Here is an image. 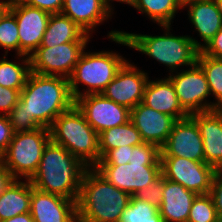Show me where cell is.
I'll use <instances>...</instances> for the list:
<instances>
[{
  "mask_svg": "<svg viewBox=\"0 0 222 222\" xmlns=\"http://www.w3.org/2000/svg\"><path fill=\"white\" fill-rule=\"evenodd\" d=\"M74 104L68 78L31 71L8 118L14 133L39 127L49 129L54 120Z\"/></svg>",
  "mask_w": 222,
  "mask_h": 222,
  "instance_id": "obj_1",
  "label": "cell"
},
{
  "mask_svg": "<svg viewBox=\"0 0 222 222\" xmlns=\"http://www.w3.org/2000/svg\"><path fill=\"white\" fill-rule=\"evenodd\" d=\"M160 27L164 28V33L160 36L112 30L108 32L107 37L115 43L128 46L155 59L168 67L169 73L179 71L178 68L182 66L196 65L202 43L193 36L171 34L170 25Z\"/></svg>",
  "mask_w": 222,
  "mask_h": 222,
  "instance_id": "obj_2",
  "label": "cell"
},
{
  "mask_svg": "<svg viewBox=\"0 0 222 222\" xmlns=\"http://www.w3.org/2000/svg\"><path fill=\"white\" fill-rule=\"evenodd\" d=\"M88 167L51 140L44 147L38 170L30 179L39 191L77 202L83 173Z\"/></svg>",
  "mask_w": 222,
  "mask_h": 222,
  "instance_id": "obj_3",
  "label": "cell"
},
{
  "mask_svg": "<svg viewBox=\"0 0 222 222\" xmlns=\"http://www.w3.org/2000/svg\"><path fill=\"white\" fill-rule=\"evenodd\" d=\"M130 199V194L116 188L94 168H87L77 200L78 222H120Z\"/></svg>",
  "mask_w": 222,
  "mask_h": 222,
  "instance_id": "obj_4",
  "label": "cell"
},
{
  "mask_svg": "<svg viewBox=\"0 0 222 222\" xmlns=\"http://www.w3.org/2000/svg\"><path fill=\"white\" fill-rule=\"evenodd\" d=\"M49 131L53 143L63 146L88 168L99 162V134L75 104L54 120Z\"/></svg>",
  "mask_w": 222,
  "mask_h": 222,
  "instance_id": "obj_5",
  "label": "cell"
},
{
  "mask_svg": "<svg viewBox=\"0 0 222 222\" xmlns=\"http://www.w3.org/2000/svg\"><path fill=\"white\" fill-rule=\"evenodd\" d=\"M114 51L86 52L84 50L69 79V89L74 101L87 94H101L127 62ZM79 84L87 86L80 90Z\"/></svg>",
  "mask_w": 222,
  "mask_h": 222,
  "instance_id": "obj_6",
  "label": "cell"
},
{
  "mask_svg": "<svg viewBox=\"0 0 222 222\" xmlns=\"http://www.w3.org/2000/svg\"><path fill=\"white\" fill-rule=\"evenodd\" d=\"M50 140L46 127L16 132L0 161L15 179L30 180L38 170L44 147Z\"/></svg>",
  "mask_w": 222,
  "mask_h": 222,
  "instance_id": "obj_7",
  "label": "cell"
},
{
  "mask_svg": "<svg viewBox=\"0 0 222 222\" xmlns=\"http://www.w3.org/2000/svg\"><path fill=\"white\" fill-rule=\"evenodd\" d=\"M180 72L169 73L178 101L182 109L188 114H195L215 110V102H209L211 93L202 68L196 64L184 68Z\"/></svg>",
  "mask_w": 222,
  "mask_h": 222,
  "instance_id": "obj_8",
  "label": "cell"
},
{
  "mask_svg": "<svg viewBox=\"0 0 222 222\" xmlns=\"http://www.w3.org/2000/svg\"><path fill=\"white\" fill-rule=\"evenodd\" d=\"M161 173L164 178L181 184L197 195L209 194L216 169L195 160L174 156H160Z\"/></svg>",
  "mask_w": 222,
  "mask_h": 222,
  "instance_id": "obj_9",
  "label": "cell"
},
{
  "mask_svg": "<svg viewBox=\"0 0 222 222\" xmlns=\"http://www.w3.org/2000/svg\"><path fill=\"white\" fill-rule=\"evenodd\" d=\"M87 45L88 42H68L54 47H39L29 56L31 71L69 78Z\"/></svg>",
  "mask_w": 222,
  "mask_h": 222,
  "instance_id": "obj_10",
  "label": "cell"
},
{
  "mask_svg": "<svg viewBox=\"0 0 222 222\" xmlns=\"http://www.w3.org/2000/svg\"><path fill=\"white\" fill-rule=\"evenodd\" d=\"M8 10L16 17L18 25L19 55L29 57L39 48L51 14L21 0H9Z\"/></svg>",
  "mask_w": 222,
  "mask_h": 222,
  "instance_id": "obj_11",
  "label": "cell"
},
{
  "mask_svg": "<svg viewBox=\"0 0 222 222\" xmlns=\"http://www.w3.org/2000/svg\"><path fill=\"white\" fill-rule=\"evenodd\" d=\"M88 124L98 133L130 121V109L104 97L87 94L75 100Z\"/></svg>",
  "mask_w": 222,
  "mask_h": 222,
  "instance_id": "obj_12",
  "label": "cell"
},
{
  "mask_svg": "<svg viewBox=\"0 0 222 222\" xmlns=\"http://www.w3.org/2000/svg\"><path fill=\"white\" fill-rule=\"evenodd\" d=\"M148 81V73L127 61L101 94L132 110L143 101Z\"/></svg>",
  "mask_w": 222,
  "mask_h": 222,
  "instance_id": "obj_13",
  "label": "cell"
},
{
  "mask_svg": "<svg viewBox=\"0 0 222 222\" xmlns=\"http://www.w3.org/2000/svg\"><path fill=\"white\" fill-rule=\"evenodd\" d=\"M160 156L204 162L203 139L196 121L190 115L175 121Z\"/></svg>",
  "mask_w": 222,
  "mask_h": 222,
  "instance_id": "obj_14",
  "label": "cell"
},
{
  "mask_svg": "<svg viewBox=\"0 0 222 222\" xmlns=\"http://www.w3.org/2000/svg\"><path fill=\"white\" fill-rule=\"evenodd\" d=\"M93 168L116 188L131 196L138 190L147 187L161 174V165L143 166V163L94 166Z\"/></svg>",
  "mask_w": 222,
  "mask_h": 222,
  "instance_id": "obj_15",
  "label": "cell"
},
{
  "mask_svg": "<svg viewBox=\"0 0 222 222\" xmlns=\"http://www.w3.org/2000/svg\"><path fill=\"white\" fill-rule=\"evenodd\" d=\"M30 214L34 222H78L77 202L39 191L32 183Z\"/></svg>",
  "mask_w": 222,
  "mask_h": 222,
  "instance_id": "obj_16",
  "label": "cell"
},
{
  "mask_svg": "<svg viewBox=\"0 0 222 222\" xmlns=\"http://www.w3.org/2000/svg\"><path fill=\"white\" fill-rule=\"evenodd\" d=\"M130 121L139 131L144 143H152L161 149L167 142L176 120L141 102L130 110Z\"/></svg>",
  "mask_w": 222,
  "mask_h": 222,
  "instance_id": "obj_17",
  "label": "cell"
},
{
  "mask_svg": "<svg viewBox=\"0 0 222 222\" xmlns=\"http://www.w3.org/2000/svg\"><path fill=\"white\" fill-rule=\"evenodd\" d=\"M197 123L204 146V162L222 169V109L190 115Z\"/></svg>",
  "mask_w": 222,
  "mask_h": 222,
  "instance_id": "obj_18",
  "label": "cell"
},
{
  "mask_svg": "<svg viewBox=\"0 0 222 222\" xmlns=\"http://www.w3.org/2000/svg\"><path fill=\"white\" fill-rule=\"evenodd\" d=\"M60 13L71 18L91 36L97 25L100 26L113 15L105 0H64Z\"/></svg>",
  "mask_w": 222,
  "mask_h": 222,
  "instance_id": "obj_19",
  "label": "cell"
},
{
  "mask_svg": "<svg viewBox=\"0 0 222 222\" xmlns=\"http://www.w3.org/2000/svg\"><path fill=\"white\" fill-rule=\"evenodd\" d=\"M142 103L153 110L170 115L175 120L189 116L180 106L173 84L168 77L149 80Z\"/></svg>",
  "mask_w": 222,
  "mask_h": 222,
  "instance_id": "obj_20",
  "label": "cell"
},
{
  "mask_svg": "<svg viewBox=\"0 0 222 222\" xmlns=\"http://www.w3.org/2000/svg\"><path fill=\"white\" fill-rule=\"evenodd\" d=\"M162 204L158 208L164 222H187L192 203L197 196L181 184L164 178Z\"/></svg>",
  "mask_w": 222,
  "mask_h": 222,
  "instance_id": "obj_21",
  "label": "cell"
},
{
  "mask_svg": "<svg viewBox=\"0 0 222 222\" xmlns=\"http://www.w3.org/2000/svg\"><path fill=\"white\" fill-rule=\"evenodd\" d=\"M184 7H188V19L204 42L203 48L222 28V15L214 0H193L186 3L183 9Z\"/></svg>",
  "mask_w": 222,
  "mask_h": 222,
  "instance_id": "obj_22",
  "label": "cell"
},
{
  "mask_svg": "<svg viewBox=\"0 0 222 222\" xmlns=\"http://www.w3.org/2000/svg\"><path fill=\"white\" fill-rule=\"evenodd\" d=\"M88 35L71 18L62 13L51 14L39 47H54L68 42H89Z\"/></svg>",
  "mask_w": 222,
  "mask_h": 222,
  "instance_id": "obj_23",
  "label": "cell"
},
{
  "mask_svg": "<svg viewBox=\"0 0 222 222\" xmlns=\"http://www.w3.org/2000/svg\"><path fill=\"white\" fill-rule=\"evenodd\" d=\"M31 182L15 179L0 194V221L30 212Z\"/></svg>",
  "mask_w": 222,
  "mask_h": 222,
  "instance_id": "obj_24",
  "label": "cell"
},
{
  "mask_svg": "<svg viewBox=\"0 0 222 222\" xmlns=\"http://www.w3.org/2000/svg\"><path fill=\"white\" fill-rule=\"evenodd\" d=\"M144 143L139 131L131 121L113 128H109L99 134L100 159L110 150L123 146H138Z\"/></svg>",
  "mask_w": 222,
  "mask_h": 222,
  "instance_id": "obj_25",
  "label": "cell"
},
{
  "mask_svg": "<svg viewBox=\"0 0 222 222\" xmlns=\"http://www.w3.org/2000/svg\"><path fill=\"white\" fill-rule=\"evenodd\" d=\"M6 54L0 60V86L15 90H22L31 72L30 58L16 55L19 61L14 62L6 59Z\"/></svg>",
  "mask_w": 222,
  "mask_h": 222,
  "instance_id": "obj_26",
  "label": "cell"
},
{
  "mask_svg": "<svg viewBox=\"0 0 222 222\" xmlns=\"http://www.w3.org/2000/svg\"><path fill=\"white\" fill-rule=\"evenodd\" d=\"M132 7L159 26H171L175 14L183 8L177 0H135Z\"/></svg>",
  "mask_w": 222,
  "mask_h": 222,
  "instance_id": "obj_27",
  "label": "cell"
},
{
  "mask_svg": "<svg viewBox=\"0 0 222 222\" xmlns=\"http://www.w3.org/2000/svg\"><path fill=\"white\" fill-rule=\"evenodd\" d=\"M197 64L205 73L210 93L215 97V109H222V59L205 55L200 51Z\"/></svg>",
  "mask_w": 222,
  "mask_h": 222,
  "instance_id": "obj_28",
  "label": "cell"
},
{
  "mask_svg": "<svg viewBox=\"0 0 222 222\" xmlns=\"http://www.w3.org/2000/svg\"><path fill=\"white\" fill-rule=\"evenodd\" d=\"M120 222H164L156 206L131 196Z\"/></svg>",
  "mask_w": 222,
  "mask_h": 222,
  "instance_id": "obj_29",
  "label": "cell"
},
{
  "mask_svg": "<svg viewBox=\"0 0 222 222\" xmlns=\"http://www.w3.org/2000/svg\"><path fill=\"white\" fill-rule=\"evenodd\" d=\"M19 33L16 17L7 10L0 18V47L5 49L7 55L9 50H15L19 55Z\"/></svg>",
  "mask_w": 222,
  "mask_h": 222,
  "instance_id": "obj_30",
  "label": "cell"
},
{
  "mask_svg": "<svg viewBox=\"0 0 222 222\" xmlns=\"http://www.w3.org/2000/svg\"><path fill=\"white\" fill-rule=\"evenodd\" d=\"M187 222H222L210 194L195 197Z\"/></svg>",
  "mask_w": 222,
  "mask_h": 222,
  "instance_id": "obj_31",
  "label": "cell"
},
{
  "mask_svg": "<svg viewBox=\"0 0 222 222\" xmlns=\"http://www.w3.org/2000/svg\"><path fill=\"white\" fill-rule=\"evenodd\" d=\"M161 149L152 143H142L133 147L129 163H143V166L161 165Z\"/></svg>",
  "mask_w": 222,
  "mask_h": 222,
  "instance_id": "obj_32",
  "label": "cell"
},
{
  "mask_svg": "<svg viewBox=\"0 0 222 222\" xmlns=\"http://www.w3.org/2000/svg\"><path fill=\"white\" fill-rule=\"evenodd\" d=\"M163 189L164 176L161 173L155 180L148 184L147 187L135 192L133 197L138 200L147 201L149 204L159 208L162 204Z\"/></svg>",
  "mask_w": 222,
  "mask_h": 222,
  "instance_id": "obj_33",
  "label": "cell"
},
{
  "mask_svg": "<svg viewBox=\"0 0 222 222\" xmlns=\"http://www.w3.org/2000/svg\"><path fill=\"white\" fill-rule=\"evenodd\" d=\"M134 146H123L110 150L95 166H121L130 162Z\"/></svg>",
  "mask_w": 222,
  "mask_h": 222,
  "instance_id": "obj_34",
  "label": "cell"
},
{
  "mask_svg": "<svg viewBox=\"0 0 222 222\" xmlns=\"http://www.w3.org/2000/svg\"><path fill=\"white\" fill-rule=\"evenodd\" d=\"M21 90L0 86V115H8L20 98Z\"/></svg>",
  "mask_w": 222,
  "mask_h": 222,
  "instance_id": "obj_35",
  "label": "cell"
},
{
  "mask_svg": "<svg viewBox=\"0 0 222 222\" xmlns=\"http://www.w3.org/2000/svg\"><path fill=\"white\" fill-rule=\"evenodd\" d=\"M13 134L8 115H0V159L5 154Z\"/></svg>",
  "mask_w": 222,
  "mask_h": 222,
  "instance_id": "obj_36",
  "label": "cell"
},
{
  "mask_svg": "<svg viewBox=\"0 0 222 222\" xmlns=\"http://www.w3.org/2000/svg\"><path fill=\"white\" fill-rule=\"evenodd\" d=\"M209 194L213 199L218 216L222 221V169L216 171Z\"/></svg>",
  "mask_w": 222,
  "mask_h": 222,
  "instance_id": "obj_37",
  "label": "cell"
},
{
  "mask_svg": "<svg viewBox=\"0 0 222 222\" xmlns=\"http://www.w3.org/2000/svg\"><path fill=\"white\" fill-rule=\"evenodd\" d=\"M32 7L47 11L50 14L60 13L64 0H21Z\"/></svg>",
  "mask_w": 222,
  "mask_h": 222,
  "instance_id": "obj_38",
  "label": "cell"
},
{
  "mask_svg": "<svg viewBox=\"0 0 222 222\" xmlns=\"http://www.w3.org/2000/svg\"><path fill=\"white\" fill-rule=\"evenodd\" d=\"M201 52L205 55L222 59V28L207 43V45L201 49Z\"/></svg>",
  "mask_w": 222,
  "mask_h": 222,
  "instance_id": "obj_39",
  "label": "cell"
},
{
  "mask_svg": "<svg viewBox=\"0 0 222 222\" xmlns=\"http://www.w3.org/2000/svg\"><path fill=\"white\" fill-rule=\"evenodd\" d=\"M15 180L11 172L0 161V194Z\"/></svg>",
  "mask_w": 222,
  "mask_h": 222,
  "instance_id": "obj_40",
  "label": "cell"
},
{
  "mask_svg": "<svg viewBox=\"0 0 222 222\" xmlns=\"http://www.w3.org/2000/svg\"><path fill=\"white\" fill-rule=\"evenodd\" d=\"M0 222H34L30 212L16 215L15 217H12L7 220H1Z\"/></svg>",
  "mask_w": 222,
  "mask_h": 222,
  "instance_id": "obj_41",
  "label": "cell"
},
{
  "mask_svg": "<svg viewBox=\"0 0 222 222\" xmlns=\"http://www.w3.org/2000/svg\"><path fill=\"white\" fill-rule=\"evenodd\" d=\"M113 1H117V2H122V3H126V4H128V5H130V6H132L133 5V3L135 2V0H105V2H106V4L108 5V7L113 11L114 9H113V6H112V2ZM111 2V3H110Z\"/></svg>",
  "mask_w": 222,
  "mask_h": 222,
  "instance_id": "obj_42",
  "label": "cell"
},
{
  "mask_svg": "<svg viewBox=\"0 0 222 222\" xmlns=\"http://www.w3.org/2000/svg\"><path fill=\"white\" fill-rule=\"evenodd\" d=\"M9 9V0H0V18Z\"/></svg>",
  "mask_w": 222,
  "mask_h": 222,
  "instance_id": "obj_43",
  "label": "cell"
},
{
  "mask_svg": "<svg viewBox=\"0 0 222 222\" xmlns=\"http://www.w3.org/2000/svg\"><path fill=\"white\" fill-rule=\"evenodd\" d=\"M217 6V9L219 10V12L222 15V0H214Z\"/></svg>",
  "mask_w": 222,
  "mask_h": 222,
  "instance_id": "obj_44",
  "label": "cell"
},
{
  "mask_svg": "<svg viewBox=\"0 0 222 222\" xmlns=\"http://www.w3.org/2000/svg\"><path fill=\"white\" fill-rule=\"evenodd\" d=\"M180 5L183 7L186 3L190 2V1H193V0H177Z\"/></svg>",
  "mask_w": 222,
  "mask_h": 222,
  "instance_id": "obj_45",
  "label": "cell"
}]
</instances>
